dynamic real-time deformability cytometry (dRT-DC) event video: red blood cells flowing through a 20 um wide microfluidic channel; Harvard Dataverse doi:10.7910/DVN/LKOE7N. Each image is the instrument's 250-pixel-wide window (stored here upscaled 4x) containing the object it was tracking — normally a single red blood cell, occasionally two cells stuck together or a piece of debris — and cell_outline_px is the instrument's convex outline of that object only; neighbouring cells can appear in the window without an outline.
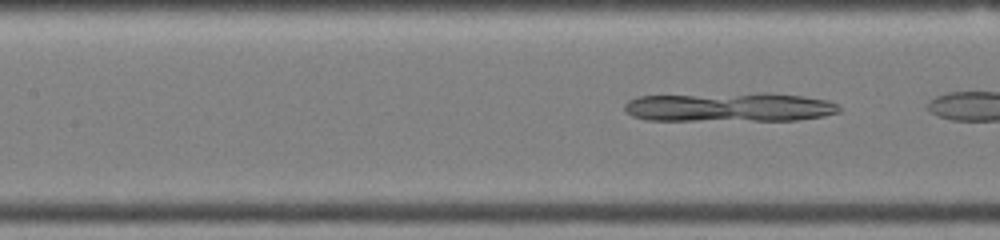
{"species": "common noctule bat (a hibernating species)", "species_latin": "Nyctalus noctula", "temperature_condition": "warm", "stored_images_in_passage": 16, "camera_frame_rate_fps": 3000, "um_per_image_px": 0.085, "animal": {"sex": "female", "body_mass_g": 19.0, "forearm_length_mm": 51.5}, "frame": {"image": 1, "passage_image": 16, "time_ms": 5.0, "image_size_px": [1000, 240], "cell_outline_px": [[840, 112], [824, 116], [796, 120], [644, 120], [632, 116], [624, 112], [624, 104], [628, 100], [636, 96], [760, 92], [768, 92], [804, 96], [828, 100], [836, 104], [840, 108]], "centroid_in_image_um": [61.97, 9.09], "position_along_channel_um": 145.4, "area_um2": 37.11}}